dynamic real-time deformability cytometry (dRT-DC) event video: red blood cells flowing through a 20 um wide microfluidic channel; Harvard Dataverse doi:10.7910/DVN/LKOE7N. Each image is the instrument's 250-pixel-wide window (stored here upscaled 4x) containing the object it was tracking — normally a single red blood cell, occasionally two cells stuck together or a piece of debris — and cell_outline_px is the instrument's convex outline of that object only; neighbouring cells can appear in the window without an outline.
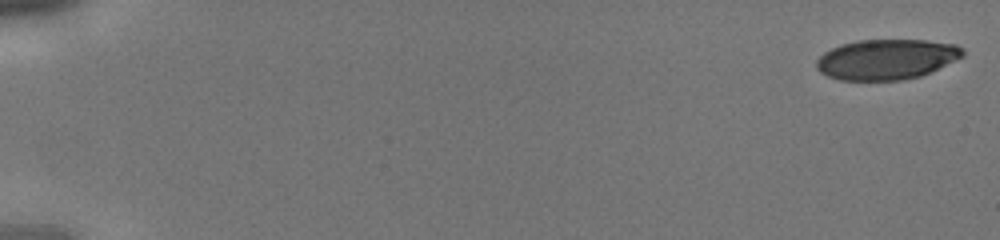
{"species": "human", "species_latin": "Homo sapiens", "temperature_condition": "cold", "stored_images_in_passage": 16, "camera_frame_rate_fps": 3000, "um_per_image_px": 0.085, "donor": {"sex": "male"}, "frame": {"image": 1, "passage_image": 1, "time_ms": 0.0, "image_size_px": [1000, 240], "cell_outline_px": [[964, 56], [956, 60], [920, 76], [904, 80], [840, 80], [828, 76], [820, 72], [816, 68], [816, 60], [824, 52], [840, 44], [856, 40], [928, 40], [956, 44], [964, 48]], "centroid_in_image_um": [75.35, 5.03], "position_along_channel_um": 9.6, "area_um2": 34.51}}
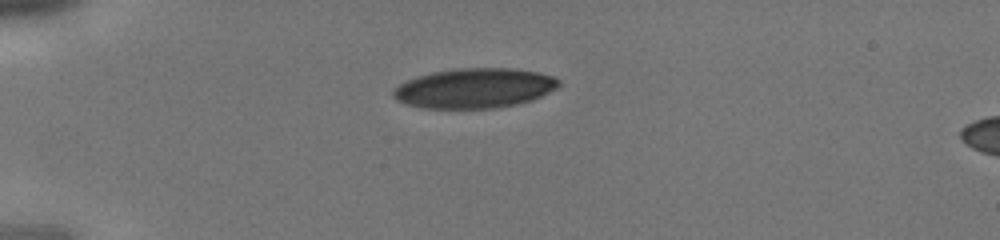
{"frame": {"image": 2, "passage_image": 12, "time_ms": 3.667, "image_size_px": [1000, 240], "cell_outline_px": [[560, 84], [556, 88], [532, 100], [516, 104], [496, 108], [424, 108], [408, 104], [396, 100], [392, 96], [392, 92], [400, 84], [416, 76], [432, 72], [456, 68], [512, 68], [536, 72], [552, 76], [560, 80]], "centroid_in_image_um": [40.32, 7.49], "position_along_channel_um": 44.7, "area_um2": 38.26}}
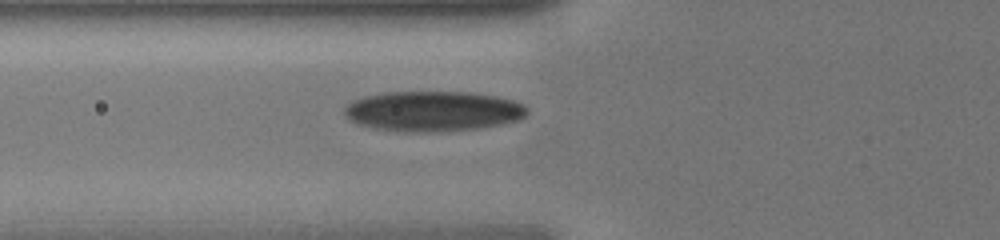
{"frame": {"image": 3, "passage_image": 16, "time_ms": 5.0, "image_size_px": [1000, 240], "cell_outline_px": [[528, 112], [520, 120], [500, 124], [476, 128], [432, 132], [404, 132], [376, 128], [360, 124], [352, 120], [344, 112], [344, 108], [352, 100], [364, 96], [384, 92], [468, 92], [496, 96], [516, 100], [524, 104], [528, 108]], "centroid_in_image_um": [36.84, 9.44], "position_along_channel_um": 89.0, "area_um2": 42.77}}